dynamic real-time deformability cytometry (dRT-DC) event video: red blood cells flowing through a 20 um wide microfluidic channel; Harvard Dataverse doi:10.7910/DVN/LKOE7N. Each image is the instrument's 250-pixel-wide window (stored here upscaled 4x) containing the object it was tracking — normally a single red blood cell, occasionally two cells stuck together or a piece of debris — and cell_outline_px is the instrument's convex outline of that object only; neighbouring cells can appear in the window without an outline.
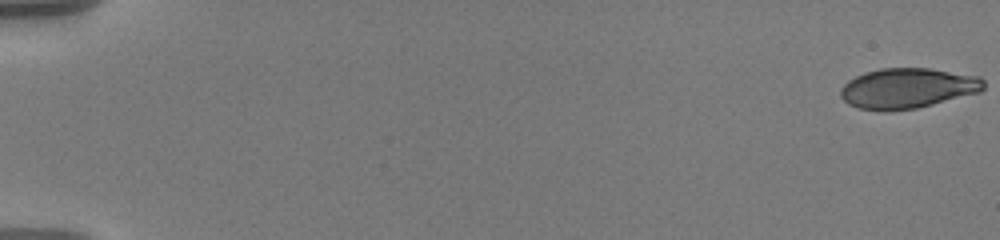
{"species": "human", "species_latin": "Homo sapiens", "temperature_condition": "warm", "stored_images_in_passage": 29, "camera_frame_rate_fps": 3000, "um_per_image_px": 0.085, "donor": {"sex": "male"}, "frame": {"image": 1, "passage_image": 1, "time_ms": 0.0, "image_size_px": [1000, 240], "cell_outline_px": [[984, 88], [980, 92], [916, 108], [884, 112], [860, 108], [848, 104], [840, 96], [840, 88], [848, 80], [864, 72], [880, 68], [928, 68], [980, 76], [984, 80]], "centroid_in_image_um": [77.12, 7.5], "position_along_channel_um": 7.9, "area_um2": 33.7}}
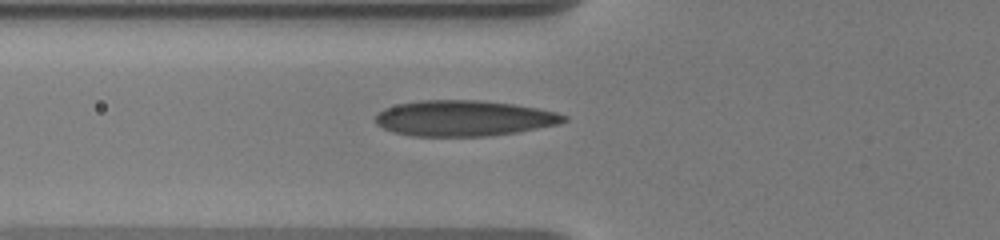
{"frame": {"image": 2, "passage_image": 21, "time_ms": 7.333, "image_size_px": [1000, 240], "cell_outline_px": [[568, 120], [560, 124], [516, 132], [488, 136], [412, 136], [392, 132], [376, 124], [376, 116], [384, 108], [400, 104], [420, 100], [480, 100], [516, 104], [556, 112], [568, 116]], "centroid_in_image_um": [39.46, 10.05], "position_along_channel_um": 86.3, "area_um2": 39.25}}
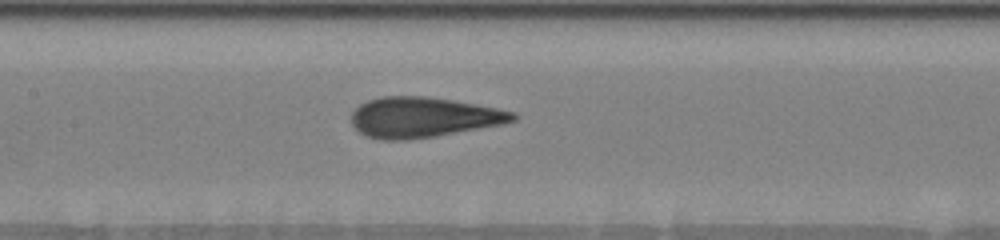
{"frame": {"image": 3, "passage_image": 29, "time_ms": 9.667, "image_size_px": [1000, 240], "cell_outline_px": [[520, 116], [516, 120], [504, 124], [436, 136], [404, 140], [384, 140], [368, 136], [360, 132], [352, 124], [352, 112], [360, 104], [368, 100], [380, 96], [424, 96], [452, 100], [496, 108], [516, 112]], "centroid_in_image_um": [36.0, 9.97], "position_along_channel_um": 171.4, "area_um2": 37.86}}